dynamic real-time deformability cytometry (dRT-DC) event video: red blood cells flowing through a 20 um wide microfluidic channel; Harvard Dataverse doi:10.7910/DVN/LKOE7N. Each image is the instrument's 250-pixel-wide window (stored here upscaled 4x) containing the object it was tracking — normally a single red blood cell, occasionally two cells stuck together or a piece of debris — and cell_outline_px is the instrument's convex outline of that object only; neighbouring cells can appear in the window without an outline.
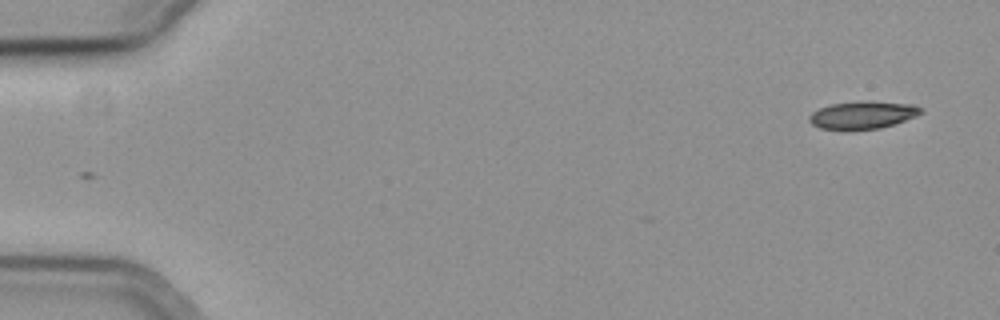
{"species": "common noctule bat (a hibernating species)", "species_latin": "Nyctalus noctula", "temperature_condition": "cold", "stored_images_in_passage": 55, "camera_frame_rate_fps": 3000, "um_per_image_px": 0.085, "animal": {"sex": "female", "body_mass_g": 19.3, "forearm_length_mm": 54.1}, "frame": {"image": 1, "passage_image": 1, "time_ms": 0.0, "image_size_px": [1000, 320], "cell_outline_px": [[924, 112], [916, 116], [880, 128], [820, 128], [812, 124], [808, 120], [808, 116], [812, 112], [820, 108], [832, 104], [860, 100], [868, 100], [912, 104], [920, 108]], "centroid_in_image_um": [73.33, 9.73], "position_along_channel_um": 11.7, "area_um2": 17.63}}
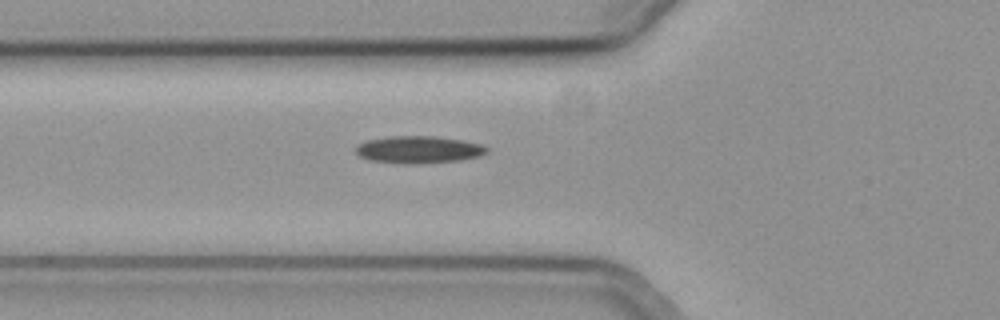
{"frame": {"image": 2, "passage_image": 19, "time_ms": 6.0, "image_size_px": [1000, 320], "cell_outline_px": [[488, 152], [480, 156], [460, 160], [412, 164], [408, 164], [368, 160], [360, 156], [356, 152], [356, 144], [368, 140], [392, 136], [436, 136], [464, 140], [484, 144], [488, 148]], "centroid_in_image_um": [35.62, 12.71], "position_along_channel_um": 90.2, "area_um2": 20.92}}
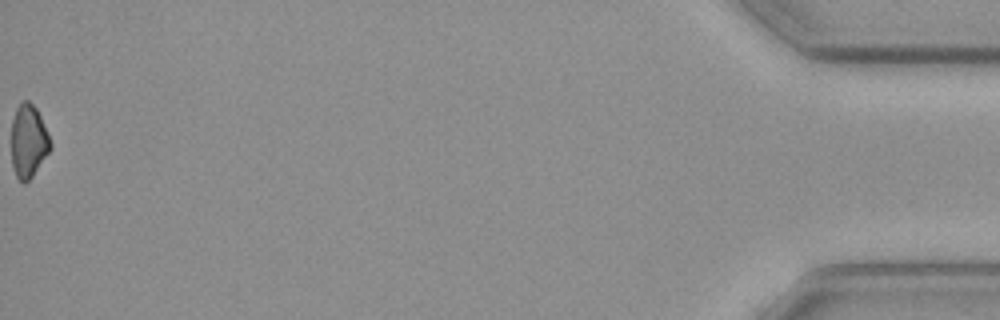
{"frame": {"image": 3, "passage_image": 55, "time_ms": 18.0, "image_size_px": [1000, 320], "cell_outline_px": [[52, 148], [32, 176], [24, 184], [16, 176], [12, 164], [12, 120], [16, 108], [20, 100], [28, 100], [36, 108], [40, 116], [52, 144]], "centroid_in_image_um": [2.41, 11.97], "position_along_channel_um": 432.8, "area_um2": 16.53}}